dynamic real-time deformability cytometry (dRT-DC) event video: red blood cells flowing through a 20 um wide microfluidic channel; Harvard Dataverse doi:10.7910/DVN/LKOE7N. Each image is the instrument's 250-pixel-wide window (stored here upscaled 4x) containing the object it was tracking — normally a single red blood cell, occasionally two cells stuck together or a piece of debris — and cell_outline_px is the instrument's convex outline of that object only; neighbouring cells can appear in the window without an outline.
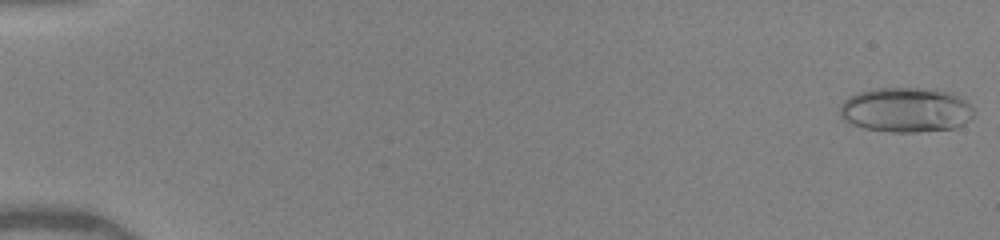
{"species": "human", "species_latin": "Homo sapiens", "temperature_condition": "warm", "stored_images_in_passage": 12, "camera_frame_rate_fps": 3000, "um_per_image_px": 0.085, "donor": {"sex": "female"}, "frame": {"image": 1, "passage_image": 1, "time_ms": 0.0, "image_size_px": [1000, 240], "cell_outline_px": [[976, 112], [964, 124], [952, 128], [916, 132], [888, 132], [864, 128], [852, 124], [844, 120], [840, 116], [840, 104], [848, 96], [860, 92], [876, 88], [932, 88], [948, 92], [972, 104]], "centroid_in_image_um": [77.0, 9.34], "position_along_channel_um": 8.0, "area_um2": 35.14}}